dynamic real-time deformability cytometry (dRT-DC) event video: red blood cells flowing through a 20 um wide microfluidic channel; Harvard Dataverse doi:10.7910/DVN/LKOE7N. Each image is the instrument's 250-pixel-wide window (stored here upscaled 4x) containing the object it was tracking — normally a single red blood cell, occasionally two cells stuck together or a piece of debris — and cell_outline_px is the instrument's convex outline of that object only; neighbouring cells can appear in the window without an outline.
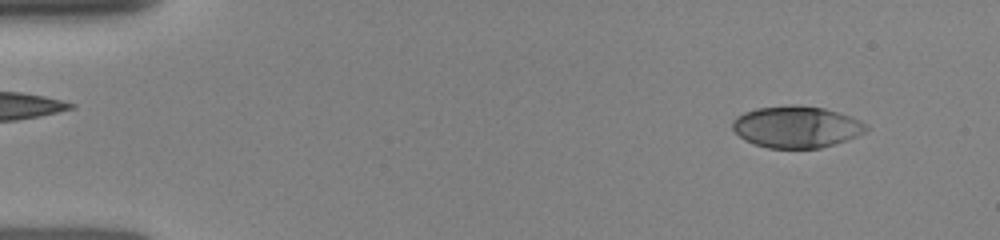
{"species": "human", "species_latin": "Homo sapiens", "temperature_condition": "room temperature", "stored_images_in_passage": 11, "camera_frame_rate_fps": 3000, "um_per_image_px": 0.085, "donor": {"sex": "female"}, "frame": {"image": 1, "passage_image": 1, "time_ms": 0.0, "image_size_px": [1000, 240], "cell_outline_px": [[868, 128], [864, 132], [856, 136], [820, 148], [768, 148], [744, 140], [732, 128], [732, 120], [736, 116], [744, 112], [756, 108], [824, 108], [852, 116], [868, 124]], "centroid_in_image_um": [67.7, 10.82], "position_along_channel_um": 17.3, "area_um2": 31.5}}
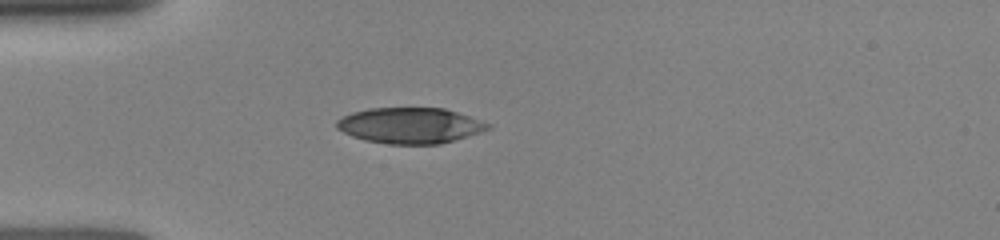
{"frame": {"image": 2, "passage_image": 8, "time_ms": 3.0, "image_size_px": [1000, 240], "cell_outline_px": [[492, 128], [468, 136], [440, 144], [388, 144], [364, 140], [352, 136], [336, 128], [336, 120], [352, 112], [368, 108], [444, 108], [492, 124]], "centroid_in_image_um": [34.85, 10.67], "position_along_channel_um": 50.2, "area_um2": 31.5}}
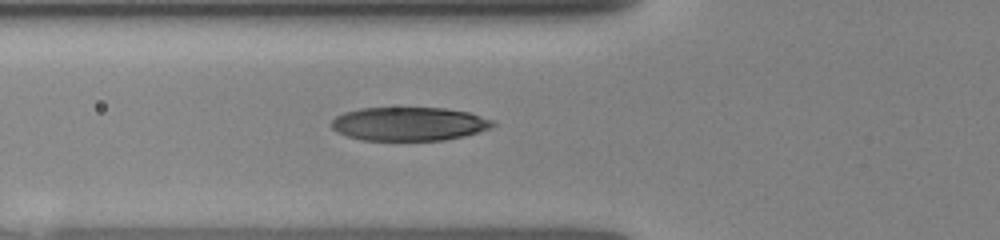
{"frame": {"image": 3, "passage_image": 11, "time_ms": 4.333, "image_size_px": [1000, 240], "cell_outline_px": [[496, 124], [492, 128], [480, 132], [464, 136], [444, 140], [360, 140], [348, 136], [332, 128], [332, 120], [336, 116], [344, 112], [360, 108], [444, 108], [468, 112], [496, 120]], "centroid_in_image_um": [34.83, 10.53], "position_along_channel_um": 91.0, "area_um2": 31.73}}